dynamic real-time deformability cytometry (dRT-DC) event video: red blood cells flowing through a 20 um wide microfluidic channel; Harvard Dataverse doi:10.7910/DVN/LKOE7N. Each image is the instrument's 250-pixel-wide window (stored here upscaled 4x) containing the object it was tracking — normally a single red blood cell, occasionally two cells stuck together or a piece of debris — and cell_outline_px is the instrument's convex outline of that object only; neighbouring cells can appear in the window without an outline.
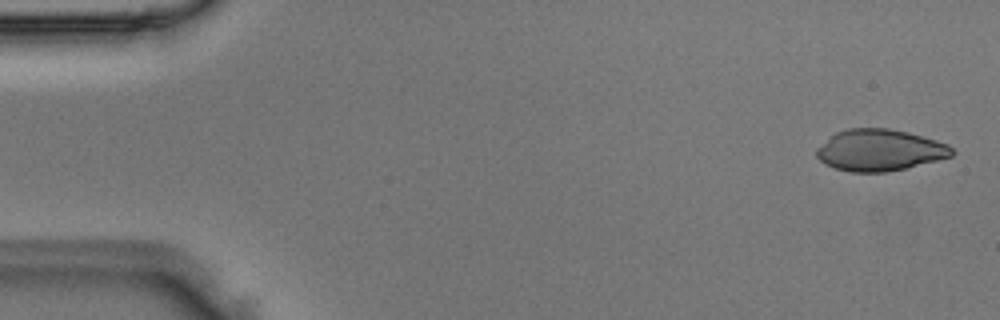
{"species": "Egyptian fruit bat (a non-hibernating species)", "species_latin": "Rousettus aegyptiacus", "temperature_condition": "room temperature", "stored_images_in_passage": 4, "camera_frame_rate_fps": 3000, "um_per_image_px": 0.085, "animal": {"sex": "male"}, "frame": {"image": 1, "passage_image": 1, "time_ms": 0.0, "image_size_px": [1000, 320], "cell_outline_px": [[956, 152], [952, 156], [904, 168], [884, 172], [852, 172], [836, 168], [824, 164], [816, 156], [816, 148], [836, 132], [848, 128], [888, 128], [908, 132], [936, 140], [948, 144]], "centroid_in_image_um": [74.76, 12.75], "position_along_channel_um": 10.2, "area_um2": 32.6}}